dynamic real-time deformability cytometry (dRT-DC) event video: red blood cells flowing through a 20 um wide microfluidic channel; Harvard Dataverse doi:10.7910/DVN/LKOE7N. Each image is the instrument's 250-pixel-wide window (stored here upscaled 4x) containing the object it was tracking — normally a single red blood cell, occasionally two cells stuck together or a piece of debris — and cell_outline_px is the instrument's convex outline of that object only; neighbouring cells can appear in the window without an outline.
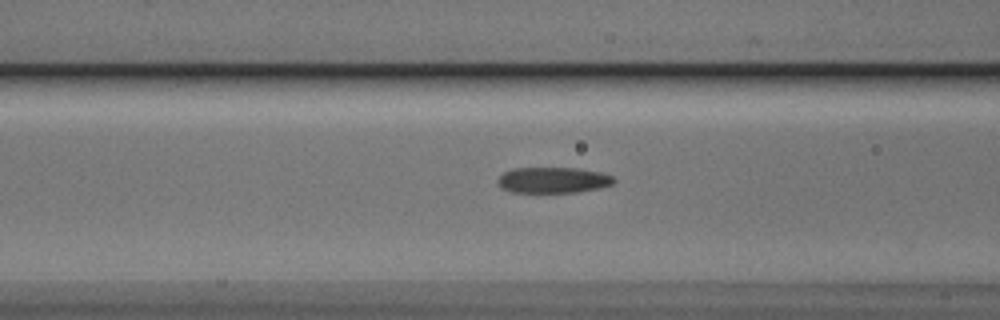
{"species": "Egyptian fruit bat (a non-hibernating species)", "species_latin": "Rousettus aegyptiacus", "temperature_condition": "cold", "stored_images_in_passage": 34, "camera_frame_rate_fps": 3000, "um_per_image_px": 0.085, "animal": {"sex": "male"}, "frame": {"image": 1, "passage_image": 8, "time_ms": 2.333, "image_size_px": [1000, 320], "cell_outline_px": [[616, 180], [612, 184], [600, 188], [576, 192], [512, 192], [504, 188], [496, 180], [504, 172], [512, 168], [576, 168], [600, 172], [612, 176]], "centroid_in_image_um": [47.03, 15.3], "position_along_channel_um": 119.6, "area_um2": 17.34}}
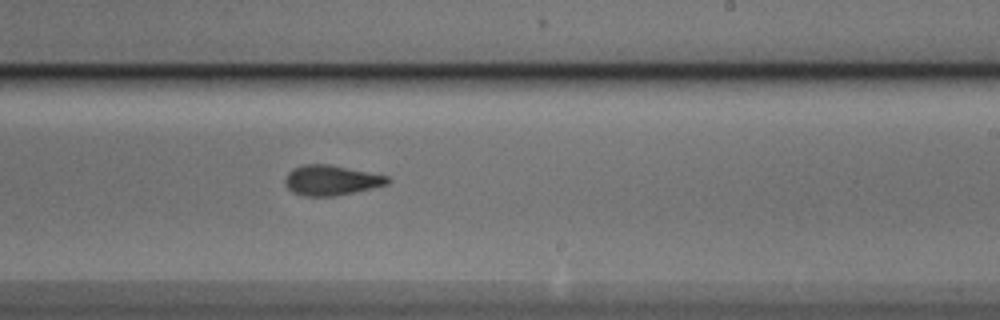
{"frame": {"image": 2, "passage_image": 19, "time_ms": 6.0, "image_size_px": [1000, 320], "cell_outline_px": [[388, 184], [372, 188], [336, 196], [304, 196], [292, 192], [284, 184], [284, 180], [288, 172], [292, 168], [304, 164], [328, 164], [388, 176]], "centroid_in_image_um": [28.1, 15.32], "position_along_channel_um": 260.9, "area_um2": 17.92}}
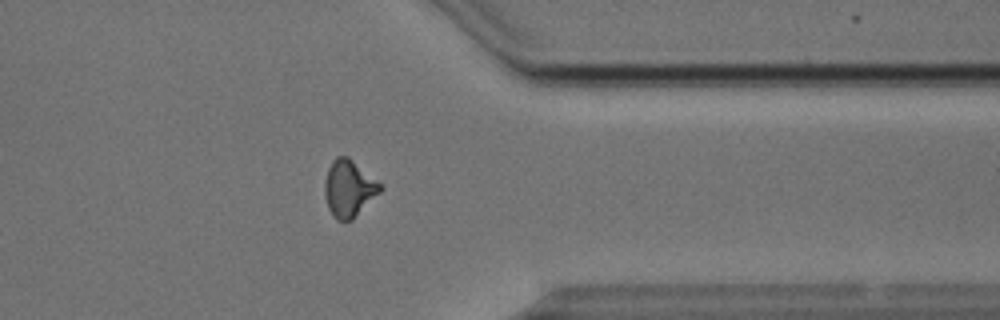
{"frame": {"image": 3, "passage_image": 29, "time_ms": 9.333, "image_size_px": [1000, 320], "cell_outline_px": [[384, 188], [352, 220], [336, 220], [332, 216], [328, 208], [324, 196], [324, 184], [328, 168], [332, 160], [336, 156], [348, 156], [384, 184]], "centroid_in_image_um": [29.67, 16.0], "position_along_channel_um": 381.7, "area_um2": 18.73}}